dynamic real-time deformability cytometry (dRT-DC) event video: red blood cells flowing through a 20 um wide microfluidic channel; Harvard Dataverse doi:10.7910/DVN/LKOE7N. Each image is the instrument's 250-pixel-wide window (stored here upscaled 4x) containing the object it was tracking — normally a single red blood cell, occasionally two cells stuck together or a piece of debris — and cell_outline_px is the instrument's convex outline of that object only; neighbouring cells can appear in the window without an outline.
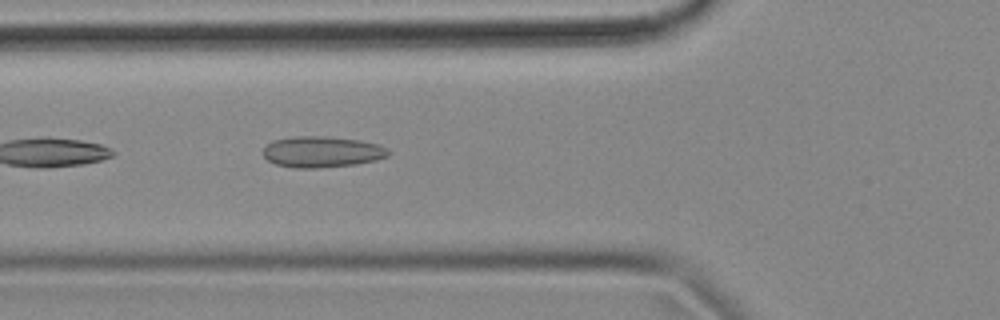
{"species": "common noctule bat (a hibernating species)", "species_latin": "Nyctalus noctula", "temperature_condition": "cold", "stored_images_in_passage": 12, "camera_frame_rate_fps": 3000, "um_per_image_px": 0.085, "animal": {"sex": "female", "body_mass_g": 18.4}, "frame": {"image": 1, "passage_image": 3, "time_ms": 0.667, "image_size_px": [1000, 320], "cell_outline_px": [[388, 156], [376, 160], [356, 164], [316, 168], [296, 168], [276, 164], [268, 160], [264, 156], [264, 148], [272, 140], [292, 136], [324, 136], [360, 140], [380, 144], [388, 148]], "centroid_in_image_um": [27.38, 12.9], "position_along_channel_um": 98.4, "area_um2": 22.72}}
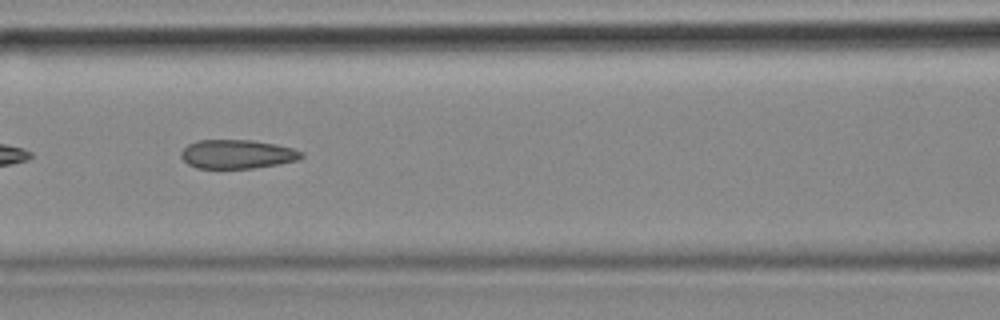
{"frame": {"image": 2, "passage_image": 7, "time_ms": 2.0, "image_size_px": [1000, 320], "cell_outline_px": [[304, 156], [296, 160], [276, 164], [252, 168], [196, 168], [188, 164], [180, 156], [180, 152], [188, 144], [196, 140], [252, 140], [276, 144], [292, 148], [304, 152]], "centroid_in_image_um": [20.14, 13.09], "position_along_channel_um": 146.5, "area_um2": 20.23}}